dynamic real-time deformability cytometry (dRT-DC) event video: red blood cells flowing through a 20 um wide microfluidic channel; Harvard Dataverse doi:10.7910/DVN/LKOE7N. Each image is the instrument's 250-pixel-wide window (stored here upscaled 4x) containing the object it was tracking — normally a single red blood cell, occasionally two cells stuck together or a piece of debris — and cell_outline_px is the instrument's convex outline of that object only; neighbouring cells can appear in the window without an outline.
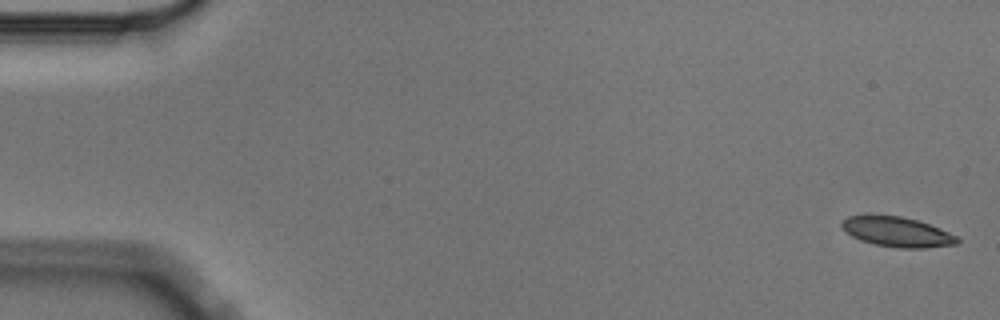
{"species": "Egyptian fruit bat (a non-hibernating species)", "species_latin": "Rousettus aegyptiacus", "temperature_condition": "cold", "stored_images_in_passage": 5, "camera_frame_rate_fps": 3000, "um_per_image_px": 0.085, "animal": {"sex": "male"}, "frame": {"image": 1, "passage_image": 1, "time_ms": 0.0, "image_size_px": [1000, 320], "cell_outline_px": [[960, 240], [956, 244], [924, 248], [900, 248], [876, 244], [860, 240], [852, 236], [840, 228], [840, 224], [848, 216], [900, 216], [916, 220], [940, 228], [956, 236]], "centroid_in_image_um": [76.25, 19.72], "position_along_channel_um": 8.8, "area_um2": 19.77}}
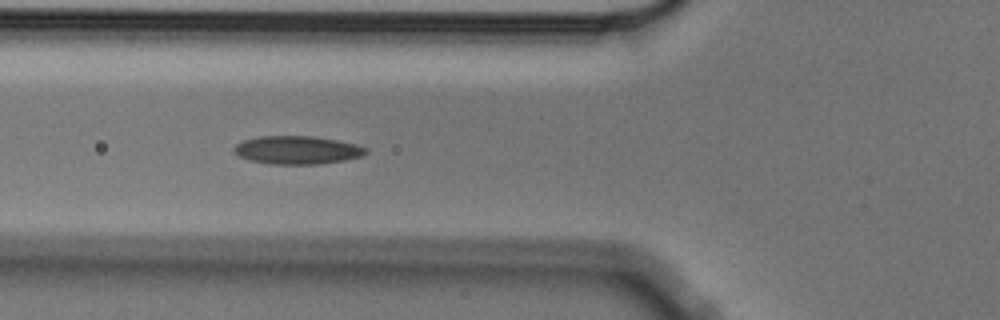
{"frame": {"image": 2, "passage_image": 4, "time_ms": 1.0, "image_size_px": [1000, 320], "cell_outline_px": [[368, 152], [364, 156], [344, 160], [320, 164], [272, 164], [248, 160], [240, 156], [232, 148], [236, 144], [244, 140], [260, 136], [312, 136], [336, 140], [356, 144], [368, 148]], "centroid_in_image_um": [25.29, 12.75], "position_along_channel_um": 100.5, "area_um2": 21.68}}
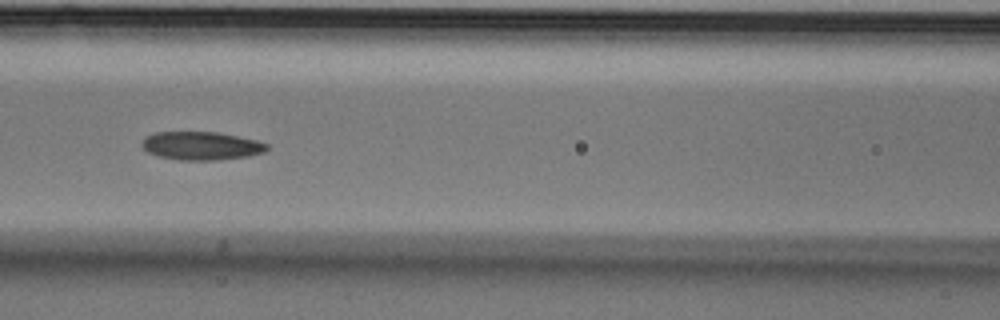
{"frame": {"image": 3, "passage_image": 5, "time_ms": 1.333, "image_size_px": [1000, 320], "cell_outline_px": [[268, 148], [264, 152], [248, 156], [220, 160], [180, 160], [156, 156], [148, 152], [140, 144], [148, 136], [156, 132], [220, 132], [256, 140], [268, 144]], "centroid_in_image_um": [17.12, 12.4], "position_along_channel_um": 149.5, "area_um2": 20.63}}